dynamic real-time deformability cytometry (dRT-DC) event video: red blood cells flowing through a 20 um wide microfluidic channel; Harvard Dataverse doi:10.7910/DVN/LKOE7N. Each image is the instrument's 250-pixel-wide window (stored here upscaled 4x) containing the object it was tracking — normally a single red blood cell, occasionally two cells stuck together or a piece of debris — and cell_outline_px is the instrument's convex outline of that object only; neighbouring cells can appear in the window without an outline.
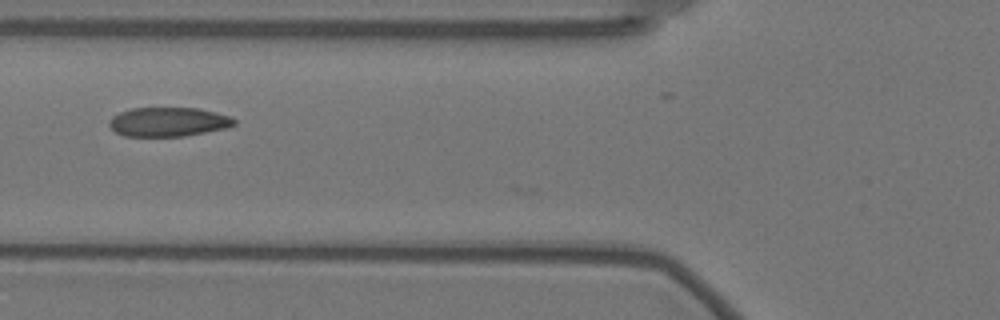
{"species": "Egyptian fruit bat (a non-hibernating species)", "species_latin": "Rousettus aegyptiacus", "temperature_condition": "warm", "stored_images_in_passage": 34, "camera_frame_rate_fps": 3000, "um_per_image_px": 0.085, "animal": {"sex": "female"}, "frame": {"image": 1, "passage_image": 7, "time_ms": 2.0, "image_size_px": [1000, 320], "cell_outline_px": [[236, 124], [228, 128], [184, 136], [124, 136], [116, 132], [108, 124], [108, 120], [112, 116], [120, 112], [132, 108], [200, 108], [232, 116], [236, 120]], "centroid_in_image_um": [14.34, 10.35], "position_along_channel_um": 111.5, "area_um2": 21.44}}
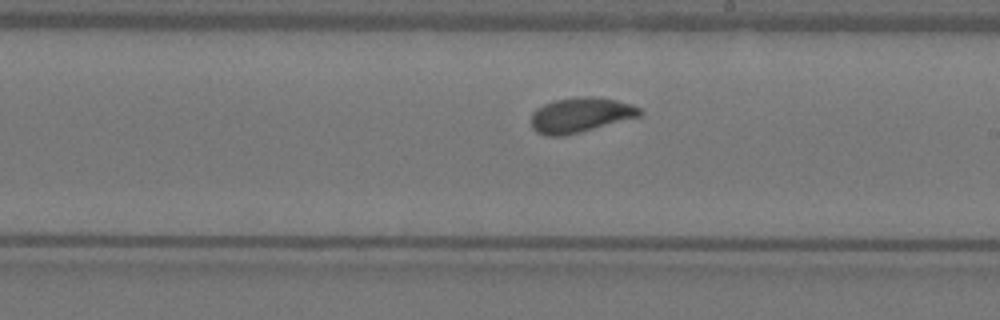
{"frame": {"image": 2, "passage_image": 18, "time_ms": 5.667, "image_size_px": [1000, 320], "cell_outline_px": [[644, 112], [640, 116], [580, 132], [564, 136], [548, 136], [536, 132], [532, 128], [532, 112], [536, 108], [544, 104], [556, 100], [576, 96], [592, 96], [616, 100], [640, 108]], "centroid_in_image_um": [49.31, 9.77], "position_along_channel_um": 239.7, "area_um2": 22.02}}
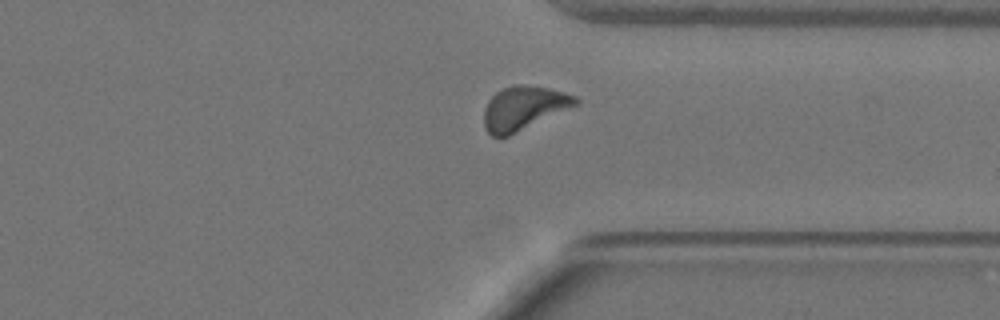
{"frame": {"image": 3, "passage_image": 29, "time_ms": 9.333, "image_size_px": [1000, 320], "cell_outline_px": [[580, 100], [576, 104], [500, 140], [492, 136], [484, 128], [484, 108], [488, 100], [496, 92], [512, 84], [520, 84], [548, 88], [576, 96]], "centroid_in_image_um": [44.43, 9.2], "position_along_channel_um": 367.0, "area_um2": 23.12}, "authors_computed_cell_mechanics": {"area_um2": 21.7328, "velocity_mm_per_s": 3.4947, "shape_relaxation_time_tau1_ms": 2.7899, "shape_relaxation_time_tau2_ms": null, "deformation_change_tau1": 0.1037, "deformation_change_tau2": null}}